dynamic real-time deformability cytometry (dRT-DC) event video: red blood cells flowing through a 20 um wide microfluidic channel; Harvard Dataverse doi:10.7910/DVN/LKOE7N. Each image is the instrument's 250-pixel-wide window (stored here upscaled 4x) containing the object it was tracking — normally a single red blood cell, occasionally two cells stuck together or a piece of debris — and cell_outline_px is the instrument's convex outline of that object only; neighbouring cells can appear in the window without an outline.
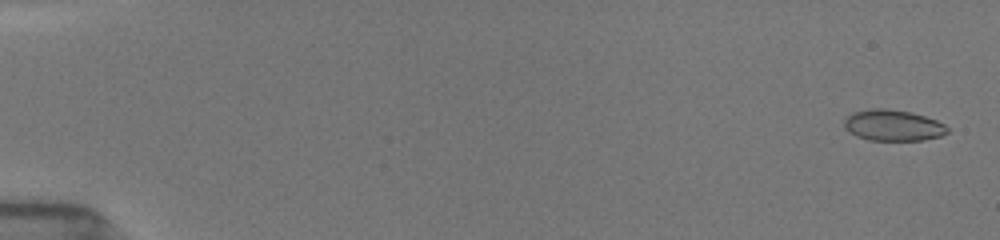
{"species": "common noctule bat (a hibernating species)", "species_latin": "Nyctalus noctula", "temperature_condition": "room temperature", "stored_images_in_passage": 53, "camera_frame_rate_fps": 3000, "um_per_image_px": 0.085, "animal": {"sex": "female", "body_mass_g": 19.5, "forearm_length_mm": 54.1}, "frame": {"image": 1, "passage_image": 2, "time_ms": 0.333, "image_size_px": [1000, 240], "cell_outline_px": [[948, 132], [940, 136], [924, 140], [868, 140], [856, 136], [844, 128], [844, 120], [852, 112], [868, 108], [884, 108], [912, 112], [936, 120], [944, 124], [948, 128]], "centroid_in_image_um": [75.88, 10.65], "position_along_channel_um": 9.1, "area_um2": 18.79}}
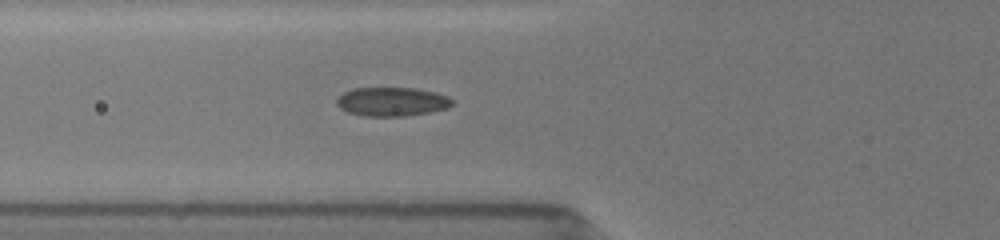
{"frame": {"image": 2, "passage_image": 21, "time_ms": 6.667, "image_size_px": [1000, 240], "cell_outline_px": [[452, 104], [448, 108], [428, 112], [404, 116], [364, 116], [348, 112], [340, 108], [336, 104], [336, 100], [344, 92], [352, 88], [416, 88], [436, 92], [448, 96], [452, 100]], "centroid_in_image_um": [33.31, 8.64], "position_along_channel_um": 92.5, "area_um2": 19.42}}
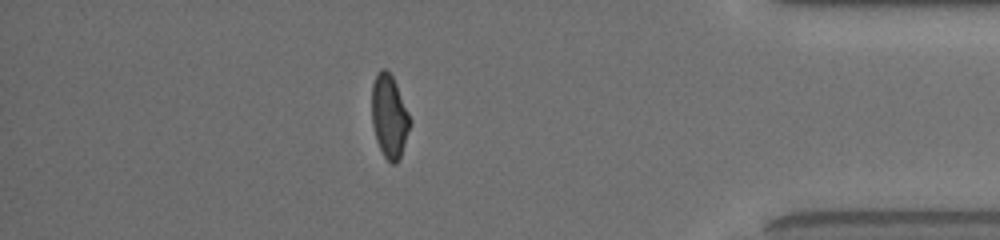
{"frame": {"image": 3, "passage_image": 47, "time_ms": 15.333, "image_size_px": [1000, 240], "cell_outline_px": [[412, 124], [400, 156], [396, 164], [392, 164], [384, 156], [376, 140], [372, 124], [372, 84], [376, 72], [380, 68], [384, 68], [392, 76], [396, 84], [412, 120]], "centroid_in_image_um": [33.09, 9.87], "position_along_channel_um": 402.1, "area_um2": 18.61}, "authors_computed_cell_mechanics": {"area_um2": 19.1318, "velocity_mm_per_s": 3.933, "shape_relaxation_time_tau1_ms": 6.6311, "shape_relaxation_time_tau2_ms": 0.849, "deformation_change_tau1": 0.1745, "deformation_change_tau2": 0.0627}}